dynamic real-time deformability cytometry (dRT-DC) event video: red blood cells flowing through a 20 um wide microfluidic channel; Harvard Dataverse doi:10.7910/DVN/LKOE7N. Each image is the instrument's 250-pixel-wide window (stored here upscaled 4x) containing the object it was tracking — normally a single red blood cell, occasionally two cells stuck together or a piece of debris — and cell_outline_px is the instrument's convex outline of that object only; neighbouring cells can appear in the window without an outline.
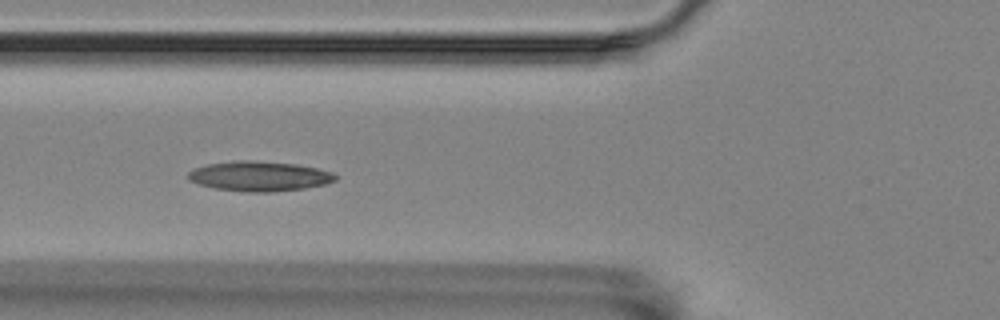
{"species": "Egyptian fruit bat (a non-hibernating species)", "species_latin": "Rousettus aegyptiacus", "temperature_condition": "room temperature", "stored_images_in_passage": 10, "camera_frame_rate_fps": 3000, "um_per_image_px": 0.085, "animal": {"sex": "female"}, "frame": {"image": 1, "passage_image": 6, "time_ms": 1.667, "image_size_px": [1000, 320], "cell_outline_px": [[336, 180], [328, 184], [304, 188], [272, 192], [248, 192], [216, 188], [200, 184], [188, 180], [188, 172], [196, 168], [208, 164], [236, 160], [248, 160], [296, 164], [316, 168], [332, 172], [336, 176]], "centroid_in_image_um": [22.06, 14.98], "position_along_channel_um": 103.7, "area_um2": 25.49}}
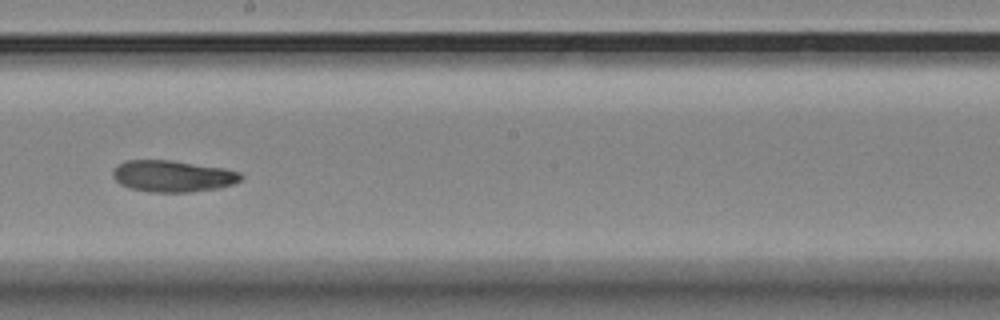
{"frame": {"image": 2, "passage_image": 9, "time_ms": 2.667, "image_size_px": [1000, 320], "cell_outline_px": [[244, 176], [240, 180], [232, 184], [220, 188], [192, 192], [148, 192], [128, 188], [120, 184], [112, 176], [112, 172], [116, 164], [124, 160], [172, 160], [224, 168], [240, 172]], "centroid_in_image_um": [14.65, 14.97], "position_along_channel_um": 233.5, "area_um2": 23.87}}
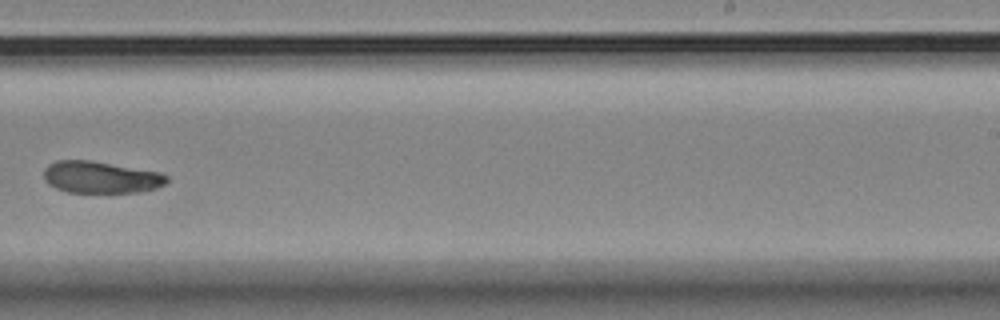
{"frame": {"image": 3, "passage_image": 10, "time_ms": 3.0, "image_size_px": [1000, 320], "cell_outline_px": [[168, 180], [164, 184], [156, 188], [140, 192], [68, 192], [56, 188], [48, 184], [44, 180], [44, 168], [48, 164], [56, 160], [92, 160], [160, 172], [168, 176]], "centroid_in_image_um": [8.55, 15.05], "position_along_channel_um": 280.5, "area_um2": 22.95}}